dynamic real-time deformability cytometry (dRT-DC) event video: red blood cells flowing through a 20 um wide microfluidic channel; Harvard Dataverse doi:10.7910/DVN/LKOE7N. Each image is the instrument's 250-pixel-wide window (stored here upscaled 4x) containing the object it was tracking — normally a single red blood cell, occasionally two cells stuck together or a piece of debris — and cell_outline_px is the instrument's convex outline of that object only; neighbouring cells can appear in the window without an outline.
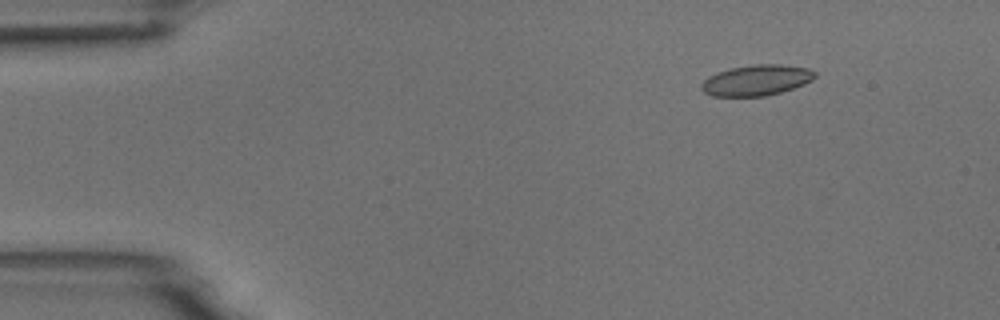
{"species": "common noctule bat (a hibernating species)", "species_latin": "Nyctalus noctula", "temperature_condition": "room temperature", "stored_images_in_passage": 9, "camera_frame_rate_fps": 3000, "um_per_image_px": 0.085, "animal": {"sex": "male", "body_mass_g": 18.8}, "frame": {"image": 1, "passage_image": 2, "time_ms": 1.333, "image_size_px": [1000, 320], "cell_outline_px": [[816, 76], [812, 80], [804, 84], [780, 92], [764, 96], [712, 96], [704, 92], [700, 88], [700, 84], [708, 76], [716, 72], [732, 68], [756, 64], [780, 64], [808, 68], [816, 72]], "centroid_in_image_um": [64.28, 6.82], "position_along_channel_um": 20.7, "area_um2": 20.29}}
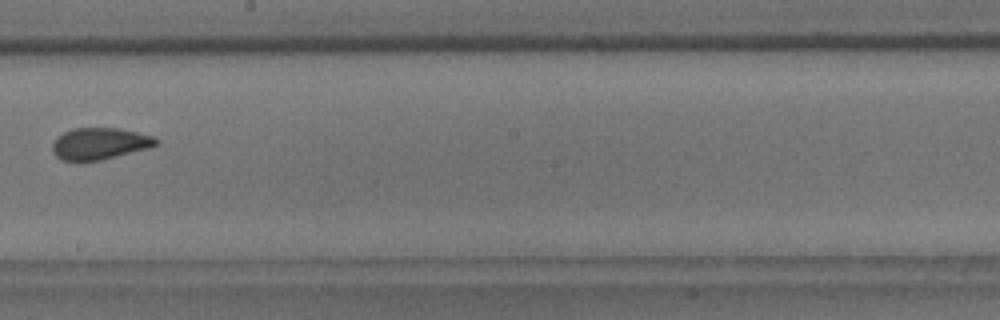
{"frame": {"image": 2, "passage_image": 9, "time_ms": 9.333, "image_size_px": [1000, 320], "cell_outline_px": [[160, 144], [148, 148], [100, 160], [60, 160], [52, 152], [52, 144], [56, 136], [72, 128], [120, 128], [156, 136], [160, 140]], "centroid_in_image_um": [8.5, 12.19], "position_along_channel_um": 239.7, "area_um2": 19.31}}